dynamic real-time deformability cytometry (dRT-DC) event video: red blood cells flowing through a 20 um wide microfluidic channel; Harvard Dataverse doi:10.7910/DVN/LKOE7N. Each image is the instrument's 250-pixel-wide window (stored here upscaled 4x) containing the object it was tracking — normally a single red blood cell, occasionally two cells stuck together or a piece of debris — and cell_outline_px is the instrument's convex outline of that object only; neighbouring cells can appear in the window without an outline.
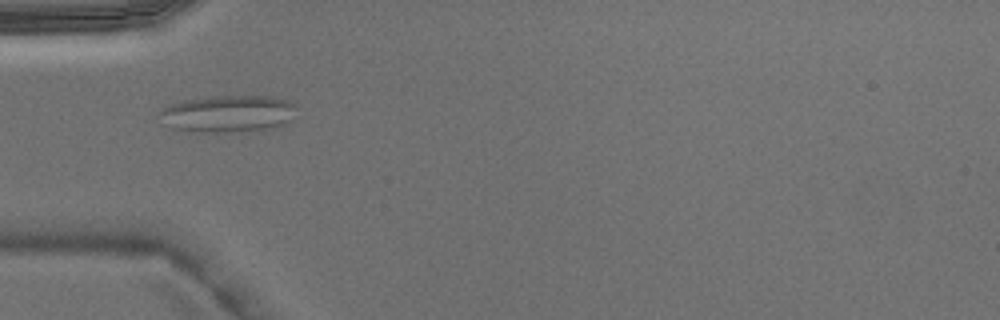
{"species": "Egyptian fruit bat (a non-hibernating species)", "species_latin": "Rousettus aegyptiacus", "temperature_condition": "warm", "stored_images_in_passage": 2, "camera_frame_rate_fps": 3000, "um_per_image_px": 0.085, "animal": {"sex": "male"}, "frame": {"image": 1, "passage_image": 2, "time_ms": 0.333, "image_size_px": [1000, 320], "cell_outline_px": [[296, 104], [288, 120], [280, 124], [268, 128], [220, 132], [200, 132], [172, 128], [164, 124], [160, 112], [160, 108], [168, 104], [184, 100], [216, 96], [272, 96], [288, 100]], "centroid_in_image_um": [19.3, 9.64], "position_along_channel_um": 65.7, "area_um2": 28.96}}